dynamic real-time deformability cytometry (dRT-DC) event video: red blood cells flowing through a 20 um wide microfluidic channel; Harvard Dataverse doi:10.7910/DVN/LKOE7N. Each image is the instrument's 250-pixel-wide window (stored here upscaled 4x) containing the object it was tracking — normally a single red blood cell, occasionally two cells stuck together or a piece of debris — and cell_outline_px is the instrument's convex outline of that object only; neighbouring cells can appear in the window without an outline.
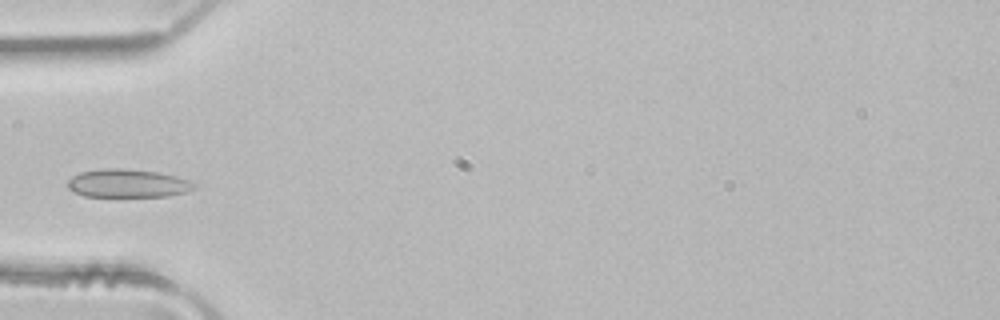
{"species": "common noctule bat (a hibernating species)", "species_latin": "Nyctalus noctula", "temperature_condition": "room temperature", "stored_images_in_passage": 4, "camera_frame_rate_fps": 3000, "um_per_image_px": 0.085, "animal": {"sex": "male", "body_mass_g": 21.5, "forearm_length_mm": 52.0}, "frame": {"image": 1, "passage_image": 4, "time_ms": 1.0, "image_size_px": [1000, 320], "cell_outline_px": [[196, 188], [188, 192], [168, 196], [84, 196], [72, 192], [68, 188], [68, 180], [72, 176], [80, 172], [100, 168], [120, 168], [156, 172], [176, 176], [188, 180]], "centroid_in_image_um": [10.81, 15.58], "position_along_channel_um": 74.2, "area_um2": 20.81}}